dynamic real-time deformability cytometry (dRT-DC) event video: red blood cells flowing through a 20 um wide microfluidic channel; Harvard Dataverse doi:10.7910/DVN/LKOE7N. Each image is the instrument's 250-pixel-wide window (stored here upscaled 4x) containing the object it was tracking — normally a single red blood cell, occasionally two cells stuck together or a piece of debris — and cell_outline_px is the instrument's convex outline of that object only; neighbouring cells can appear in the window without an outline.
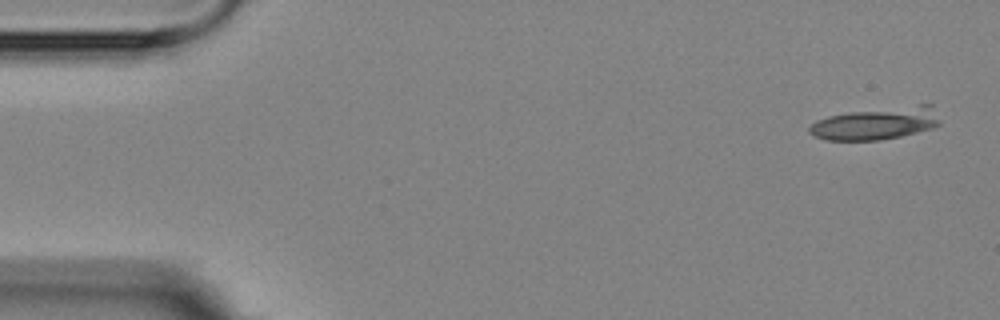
{"species": "Egyptian fruit bat (a non-hibernating species)", "species_latin": "Rousettus aegyptiacus", "temperature_condition": "room temperature", "stored_images_in_passage": 4, "camera_frame_rate_fps": 3000, "um_per_image_px": 0.085, "animal": {"sex": "female"}, "frame": {"image": 1, "passage_image": 1, "time_ms": 0.0, "image_size_px": [1000, 320], "cell_outline_px": [[940, 124], [932, 128], [900, 136], [880, 140], [824, 140], [808, 132], [808, 128], [816, 120], [828, 116], [848, 112], [920, 104], [932, 104], [940, 120]], "centroid_in_image_um": [74.47, 10.48], "position_along_channel_um": 10.5, "area_um2": 24.57}}
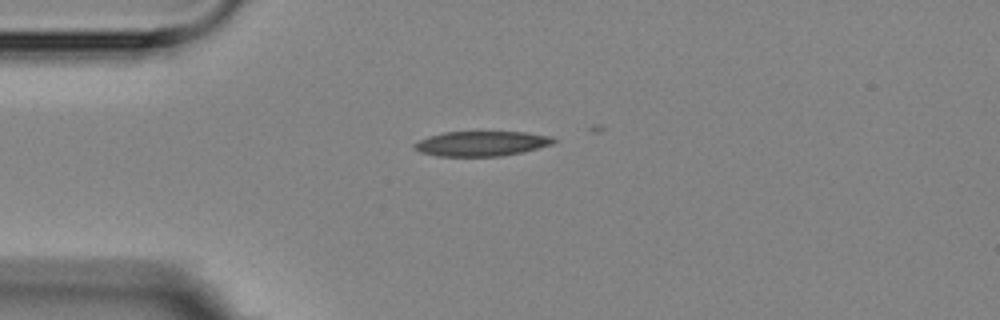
{"frame": {"image": 2, "passage_image": 4, "time_ms": 3.667, "image_size_px": [1000, 320], "cell_outline_px": [[556, 140], [552, 144], [520, 152], [500, 156], [436, 156], [420, 152], [412, 148], [412, 144], [428, 136], [444, 132], [524, 132], [552, 136]], "centroid_in_image_um": [40.87, 12.2], "position_along_channel_um": 44.1, "area_um2": 20.11}}